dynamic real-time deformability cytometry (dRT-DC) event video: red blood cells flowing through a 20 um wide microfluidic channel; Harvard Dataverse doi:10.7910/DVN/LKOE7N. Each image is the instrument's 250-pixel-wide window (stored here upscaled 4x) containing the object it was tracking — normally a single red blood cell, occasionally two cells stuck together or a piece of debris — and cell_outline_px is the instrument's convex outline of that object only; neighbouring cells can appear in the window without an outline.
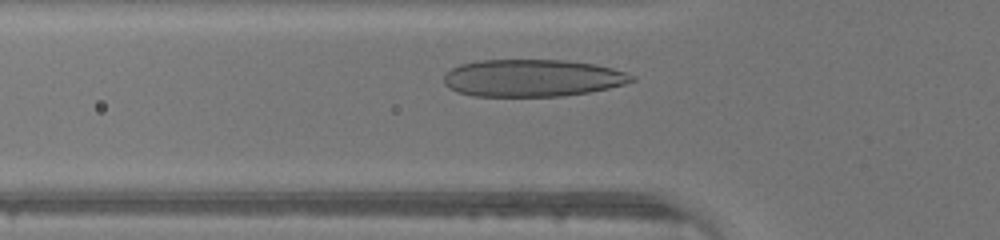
{"species": "human", "species_latin": "Homo sapiens", "temperature_condition": "warm", "stored_images_in_passage": 27, "camera_frame_rate_fps": 3000, "um_per_image_px": 0.085, "donor": {"sex": "male"}, "frame": {"image": 1, "passage_image": 6, "time_ms": 1.667, "image_size_px": [1000, 240], "cell_outline_px": [[636, 80], [624, 84], [608, 88], [588, 92], [560, 96], [472, 96], [456, 92], [448, 88], [444, 84], [444, 76], [452, 68], [460, 64], [480, 60], [564, 60], [596, 64], [612, 68], [636, 76]], "centroid_in_image_um": [45.24, 6.63], "position_along_channel_um": 80.6, "area_um2": 40.86}}
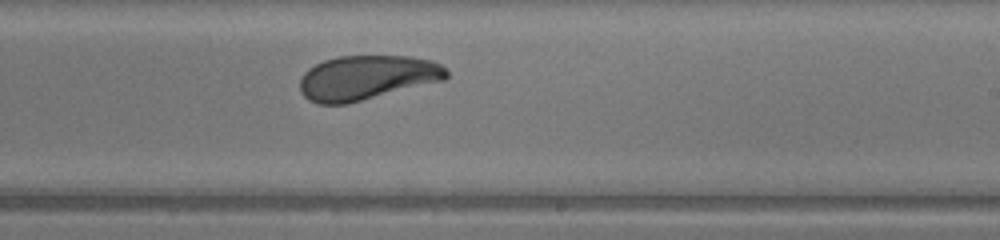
{"frame": {"image": 2, "passage_image": 18, "time_ms": 5.667, "image_size_px": [1000, 240], "cell_outline_px": [[448, 76], [444, 80], [348, 104], [316, 104], [308, 100], [300, 92], [300, 80], [304, 72], [308, 68], [324, 60], [336, 56], [412, 56], [432, 60], [440, 64], [448, 72]], "centroid_in_image_um": [31.16, 6.6], "position_along_channel_um": 257.8, "area_um2": 38.26}}
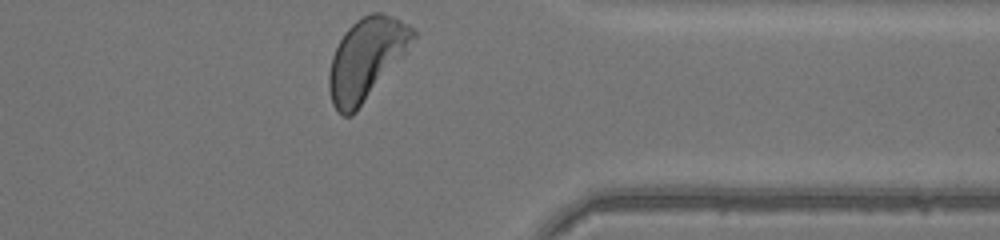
{"frame": {"image": 3, "passage_image": 27, "time_ms": 8.667, "image_size_px": [1000, 240], "cell_outline_px": [[416, 36], [404, 52], [356, 112], [352, 116], [344, 116], [332, 104], [328, 88], [328, 76], [332, 56], [344, 32], [356, 20], [372, 12], [384, 12], [408, 24], [416, 32]], "centroid_in_image_um": [31.09, 4.99], "position_along_channel_um": 380.3, "area_um2": 38.96}}